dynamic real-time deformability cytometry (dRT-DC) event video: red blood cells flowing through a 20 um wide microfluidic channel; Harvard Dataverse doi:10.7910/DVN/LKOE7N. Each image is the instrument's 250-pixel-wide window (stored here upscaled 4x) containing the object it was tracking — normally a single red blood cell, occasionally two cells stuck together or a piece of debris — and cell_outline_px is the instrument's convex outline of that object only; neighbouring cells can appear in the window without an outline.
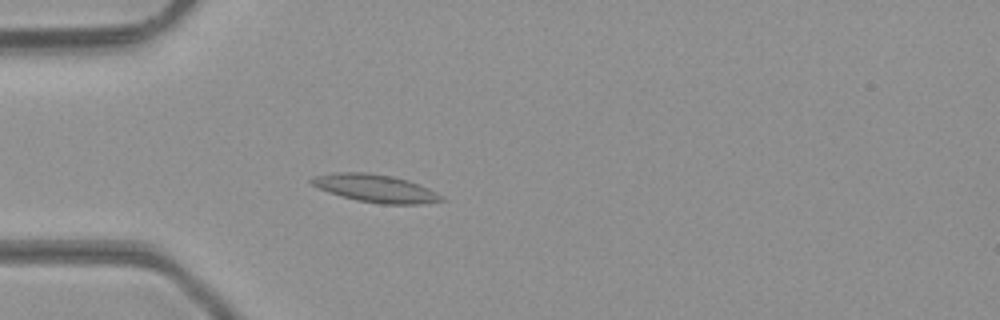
{"species": "common noctule bat (a hibernating species)", "species_latin": "Nyctalus noctula", "temperature_condition": "room temperature", "stored_images_in_passage": 39, "camera_frame_rate_fps": 3000, "um_per_image_px": 0.085, "animal": {"sex": "male", "body_mass_g": 23.1, "forearm_length_mm": 52.7}, "frame": {"image": 1, "passage_image": 5, "time_ms": 1.333, "image_size_px": [1000, 320], "cell_outline_px": [[448, 200], [420, 204], [380, 204], [356, 200], [328, 192], [312, 184], [308, 180], [312, 176], [332, 172], [368, 172], [392, 176], [408, 180], [420, 184], [444, 196]], "centroid_in_image_um": [31.93, 16.0], "position_along_channel_um": 53.1, "area_um2": 21.27}}
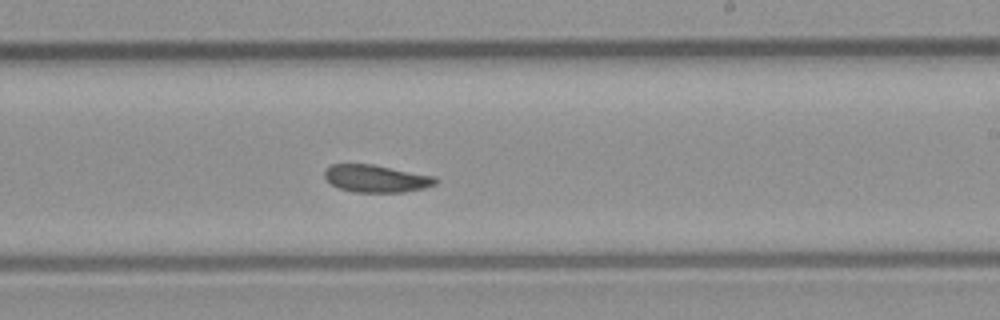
{"frame": {"image": 2, "passage_image": 20, "time_ms": 6.333, "image_size_px": [1000, 320], "cell_outline_px": [[440, 180], [436, 184], [424, 188], [404, 192], [352, 192], [340, 188], [332, 184], [324, 176], [324, 172], [332, 164], [372, 164], [436, 176]], "centroid_in_image_um": [32.03, 15.18], "position_along_channel_um": 257.0, "area_um2": 17.74}}
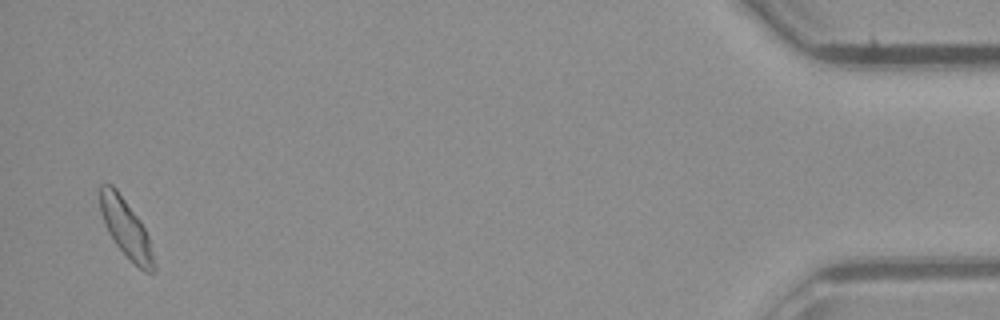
{"frame": {"image": 3, "passage_image": 38, "time_ms": 12.333, "image_size_px": [1000, 320], "cell_outline_px": [[156, 272], [144, 272], [116, 244], [108, 232], [104, 224], [100, 212], [100, 184], [112, 184], [116, 188], [140, 220], [148, 236], [156, 264]], "centroid_in_image_um": [10.71, 19.4], "position_along_channel_um": 424.5, "area_um2": 18.09}}